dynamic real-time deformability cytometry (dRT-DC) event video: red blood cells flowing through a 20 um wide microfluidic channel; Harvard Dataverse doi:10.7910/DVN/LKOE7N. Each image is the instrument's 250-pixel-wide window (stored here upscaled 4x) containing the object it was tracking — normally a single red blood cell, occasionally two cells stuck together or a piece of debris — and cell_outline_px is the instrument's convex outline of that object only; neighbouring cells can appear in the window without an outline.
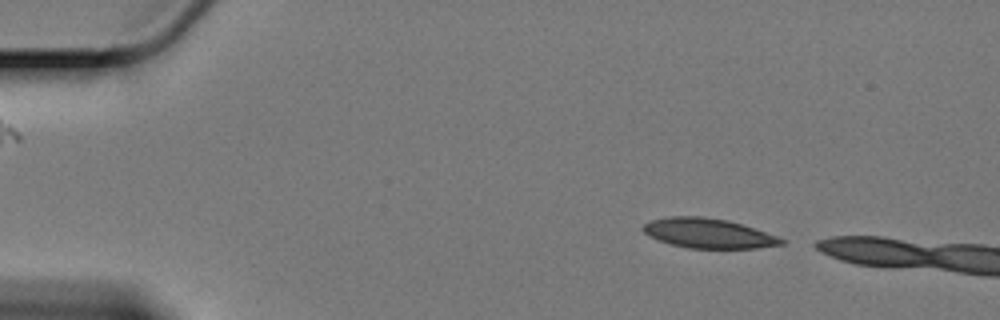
{"species": "Egyptian fruit bat (a non-hibernating species)", "species_latin": "Rousettus aegyptiacus", "temperature_condition": "cold", "stored_images_in_passage": 6, "camera_frame_rate_fps": 3000, "um_per_image_px": 0.085, "animal": {"sex": "female"}, "frame": {"image": 1, "passage_image": 2, "time_ms": 0.333, "image_size_px": [1000, 320], "cell_outline_px": [[788, 240], [784, 244], [756, 248], [688, 248], [672, 244], [660, 240], [644, 232], [640, 228], [644, 224], [652, 220], [668, 216], [704, 216], [728, 220]], "centroid_in_image_um": [60.21, 19.82], "position_along_channel_um": 24.8, "area_um2": 23.7}}